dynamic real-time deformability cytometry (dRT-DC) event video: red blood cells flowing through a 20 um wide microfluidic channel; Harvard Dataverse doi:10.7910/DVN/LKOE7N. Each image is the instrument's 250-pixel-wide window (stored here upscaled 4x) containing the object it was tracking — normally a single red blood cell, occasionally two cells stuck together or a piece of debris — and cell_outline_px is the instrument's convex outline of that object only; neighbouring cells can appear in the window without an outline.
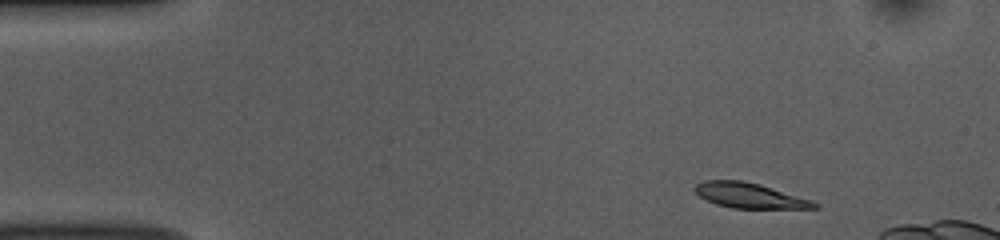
{"species": "common noctule bat (a hibernating species)", "species_latin": "Nyctalus noctula", "temperature_condition": "room temperature", "stored_images_in_passage": 45, "camera_frame_rate_fps": 3000, "um_per_image_px": 0.085, "animal": {"sex": "female", "body_mass_g": 10.0, "forearm_length_mm": 53.1}, "frame": {"image": 1, "passage_image": 1, "time_ms": 0.0, "image_size_px": [1000, 240], "cell_outline_px": [[820, 208], [732, 208], [716, 204], [700, 196], [692, 188], [696, 184], [704, 180], [740, 180], [760, 184], [812, 200], [820, 204]], "centroid_in_image_um": [63.72, 16.61], "position_along_channel_um": 21.3, "area_um2": 17.46}}
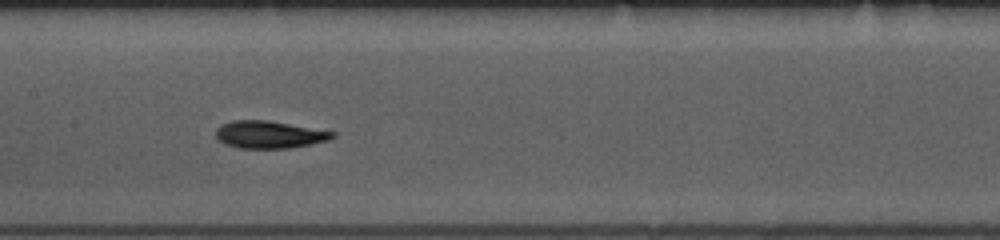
{"frame": {"image": 2, "passage_image": 20, "time_ms": 6.333, "image_size_px": [1000, 240], "cell_outline_px": [[336, 136], [328, 140], [288, 148], [240, 148], [224, 144], [216, 140], [216, 128], [220, 124], [232, 120], [268, 120], [336, 132]], "centroid_in_image_um": [22.83, 11.43], "position_along_channel_um": 184.6, "area_um2": 18.67}}
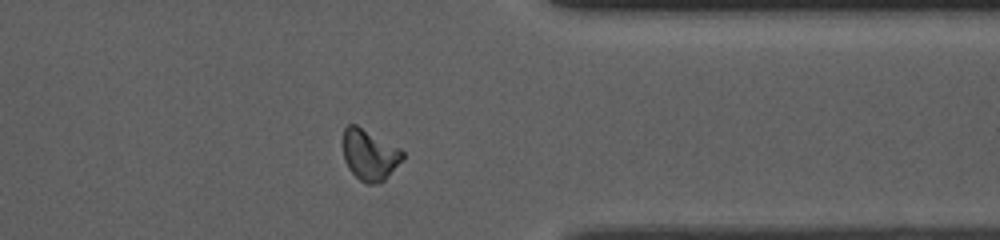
{"frame": {"image": 3, "passage_image": 36, "time_ms": 11.667, "image_size_px": [1000, 240], "cell_outline_px": [[404, 160], [384, 180], [372, 184], [368, 184], [360, 180], [348, 168], [344, 160], [340, 140], [344, 128], [348, 124], [356, 124], [400, 148], [404, 152]], "centroid_in_image_um": [31.38, 13.13], "position_along_channel_um": 380.0, "area_um2": 18.09}, "authors_computed_cell_mechanics": {"area_um2": 17.9758, "velocity_mm_per_s": 3.8215, "shape_relaxation_time_tau1_ms": 2.398, "shape_relaxation_time_tau2_ms": 2.4904, "deformation_change_tau1": 0.1089, "deformation_change_tau2": 0.0651}}